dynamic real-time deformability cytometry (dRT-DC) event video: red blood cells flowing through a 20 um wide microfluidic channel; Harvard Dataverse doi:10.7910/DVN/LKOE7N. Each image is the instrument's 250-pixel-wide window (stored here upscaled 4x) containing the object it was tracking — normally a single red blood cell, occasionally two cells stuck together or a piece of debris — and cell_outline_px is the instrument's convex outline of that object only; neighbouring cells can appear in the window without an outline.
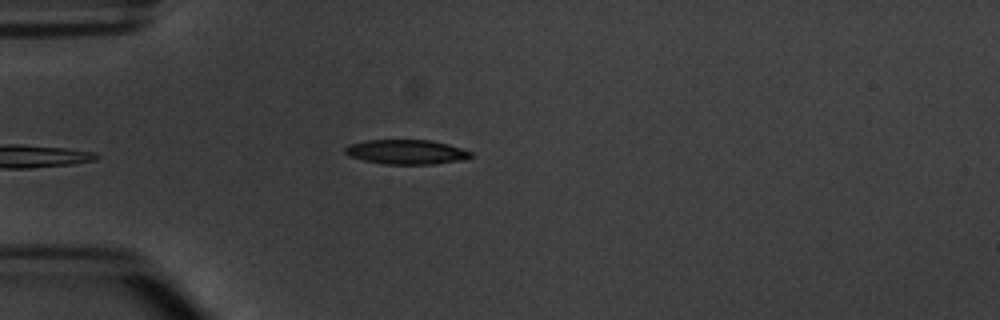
{"species": "common noctule bat (a hibernating species)", "species_latin": "Nyctalus noctula", "temperature_condition": "warm", "stored_images_in_passage": 4, "camera_frame_rate_fps": 3000, "um_per_image_px": 0.085, "animal": {"sex": "male", "body_mass_g": 20.1, "forearm_length_mm": 53.5}, "frame": {"image": 1, "passage_image": 4, "time_ms": 3.333, "image_size_px": [1000, 320], "cell_outline_px": [[472, 156], [460, 160], [432, 164], [384, 164], [364, 160], [348, 156], [344, 152], [344, 148], [348, 144], [364, 140], [432, 140], [448, 144], [472, 152]], "centroid_in_image_um": [34.48, 12.91], "position_along_channel_um": 50.5, "area_um2": 17.98}}